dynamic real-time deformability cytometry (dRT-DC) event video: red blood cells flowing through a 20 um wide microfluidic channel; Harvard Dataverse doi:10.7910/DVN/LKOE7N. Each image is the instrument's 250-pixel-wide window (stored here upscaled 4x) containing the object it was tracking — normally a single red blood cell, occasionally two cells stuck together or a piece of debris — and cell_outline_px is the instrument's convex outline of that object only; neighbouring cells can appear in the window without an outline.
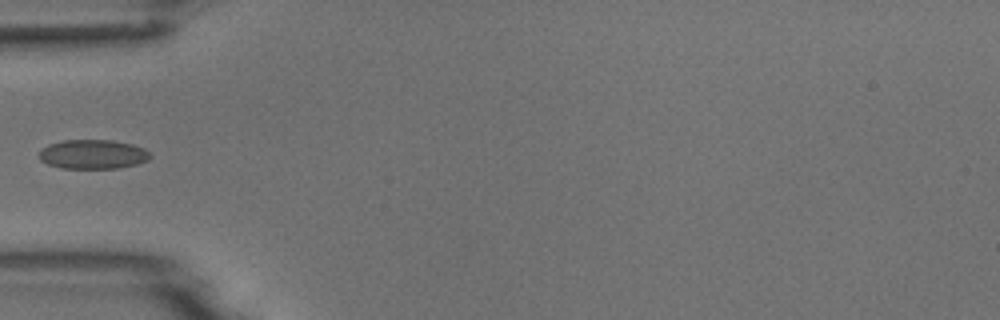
{"species": "common noctule bat (a hibernating species)", "species_latin": "Nyctalus noctula", "temperature_condition": "room temperature", "stored_images_in_passage": 6, "segment_of_instrument_passage": [2, 2], "camera_frame_rate_fps": 3000, "um_per_image_px": 0.085, "animal": {"sex": "male", "body_mass_g": 18.8}, "frame": {"image": 1, "passage_image": 5, "time_ms": 5.0, "image_size_px": [1000, 320], "cell_outline_px": [[152, 156], [148, 160], [136, 164], [116, 168], [60, 168], [48, 164], [40, 160], [40, 148], [48, 144], [64, 140], [112, 140], [132, 144], [144, 148]], "centroid_in_image_um": [7.88, 13.11], "position_along_channel_um": 77.1, "area_um2": 18.96}}